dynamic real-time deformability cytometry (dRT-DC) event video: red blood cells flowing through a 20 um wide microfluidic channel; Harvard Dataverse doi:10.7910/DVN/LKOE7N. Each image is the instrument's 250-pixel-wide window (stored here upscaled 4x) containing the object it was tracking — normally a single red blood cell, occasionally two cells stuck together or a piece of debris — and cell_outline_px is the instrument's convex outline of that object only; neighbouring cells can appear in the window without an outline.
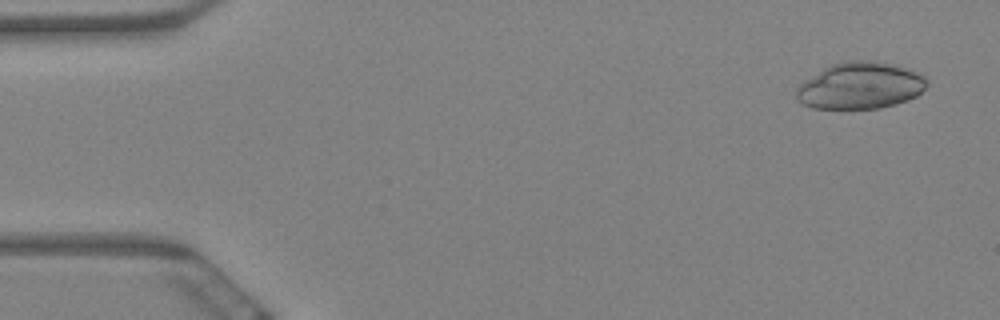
{"species": "Egyptian fruit bat (a non-hibernating species)", "species_latin": "Rousettus aegyptiacus", "temperature_condition": "warm", "stored_images_in_passage": 8, "camera_frame_rate_fps": 3000, "um_per_image_px": 0.085, "animal": {"sex": "female"}, "frame": {"image": 1, "passage_image": 1, "time_ms": 0.0, "image_size_px": [1000, 320], "cell_outline_px": [[928, 84], [916, 96], [908, 100], [896, 104], [880, 108], [812, 108], [796, 100], [796, 88], [804, 80], [828, 64], [844, 60], [876, 60], [896, 64], [912, 68], [928, 76]], "centroid_in_image_um": [73.16, 7.24], "position_along_channel_um": 11.8, "area_um2": 36.36}}
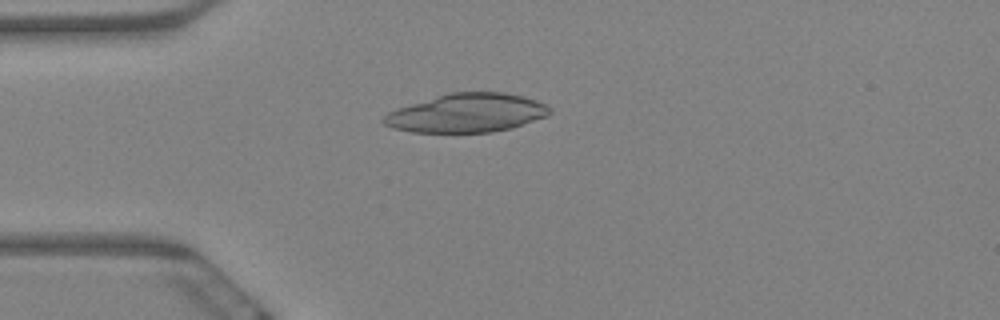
{"frame": {"image": 2, "passage_image": 4, "time_ms": 1.0, "image_size_px": [1000, 320], "cell_outline_px": [[552, 112], [548, 116], [512, 128], [492, 132], [412, 132], [392, 128], [384, 124], [380, 120], [388, 112], [396, 108], [448, 92], [504, 92], [524, 96], [536, 100], [552, 108]], "centroid_in_image_um": [39.68, 9.6], "position_along_channel_um": 45.3, "area_um2": 37.74}}